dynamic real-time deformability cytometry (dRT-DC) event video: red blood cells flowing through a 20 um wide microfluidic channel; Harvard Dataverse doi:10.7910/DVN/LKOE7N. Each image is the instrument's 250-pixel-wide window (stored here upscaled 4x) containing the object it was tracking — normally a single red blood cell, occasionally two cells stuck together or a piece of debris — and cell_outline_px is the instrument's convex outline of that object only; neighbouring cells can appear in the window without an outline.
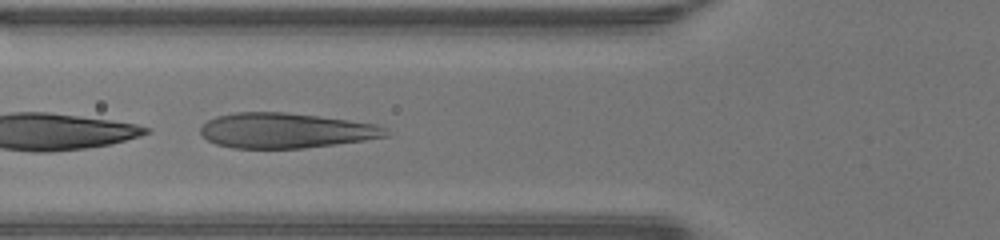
{"species": "human", "species_latin": "Homo sapiens", "temperature_condition": "warm", "stored_images_in_passage": 12, "camera_frame_rate_fps": 3000, "um_per_image_px": 0.085, "donor": {"sex": "male"}, "frame": {"image": 1, "passage_image": 3, "time_ms": 0.667, "image_size_px": [1000, 240], "cell_outline_px": [[388, 136], [364, 140], [336, 144], [304, 148], [232, 148], [216, 144], [208, 140], [200, 132], [200, 128], [208, 120], [216, 116], [236, 112], [284, 112], [348, 120], [376, 124], [388, 128]], "centroid_in_image_um": [24.28, 11.1], "position_along_channel_um": 101.5, "area_um2": 37.8}}
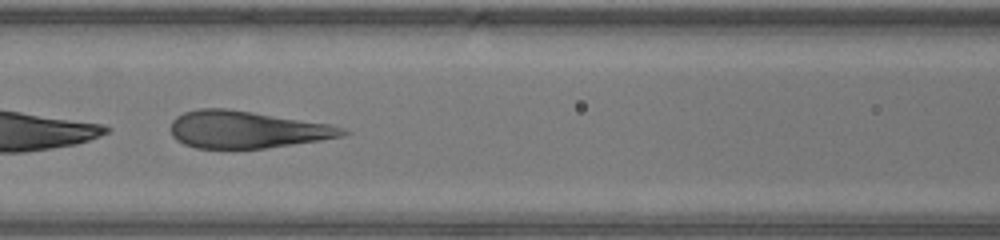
{"frame": {"image": 2, "passage_image": 6, "time_ms": 1.667, "image_size_px": [1000, 240], "cell_outline_px": [[352, 132], [344, 136], [320, 140], [264, 148], [196, 148], [184, 144], [176, 140], [172, 136], [172, 120], [176, 116], [184, 112], [200, 108], [224, 108], [252, 112], [332, 124], [344, 128]], "centroid_in_image_um": [20.99, 11.01], "position_along_channel_um": 145.6, "area_um2": 37.17}}
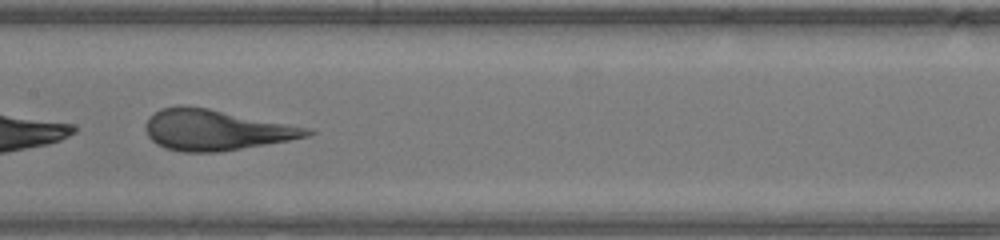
{"frame": {"image": 3, "passage_image": 9, "time_ms": 2.667, "image_size_px": [1000, 240], "cell_outline_px": [[316, 132], [308, 136], [288, 140], [220, 152], [180, 152], [164, 148], [156, 144], [148, 136], [148, 116], [160, 108], [176, 104], [184, 104], [208, 108], [312, 128]], "centroid_in_image_um": [18.34, 11.03], "position_along_channel_um": 189.1, "area_um2": 38.44}}